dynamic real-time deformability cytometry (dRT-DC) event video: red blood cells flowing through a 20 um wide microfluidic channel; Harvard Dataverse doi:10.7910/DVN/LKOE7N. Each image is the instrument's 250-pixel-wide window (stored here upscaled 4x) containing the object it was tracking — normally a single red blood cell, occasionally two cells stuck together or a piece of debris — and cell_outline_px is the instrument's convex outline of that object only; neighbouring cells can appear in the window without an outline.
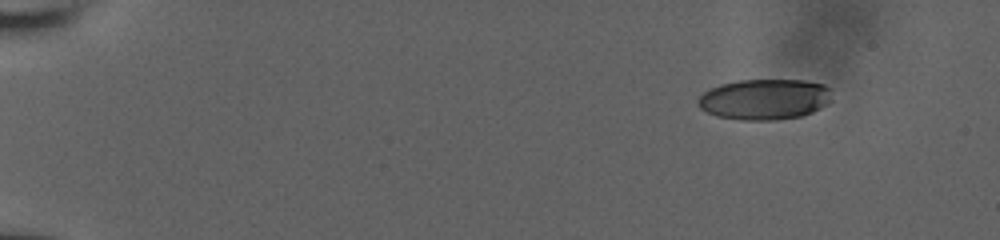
{"species": "human", "species_latin": "Homo sapiens", "temperature_condition": "room temperature", "stored_images_in_passage": 48, "camera_frame_rate_fps": 3000, "um_per_image_px": 0.085, "donor": {"sex": "male"}, "frame": {"image": 1, "passage_image": 1, "time_ms": 0.0, "image_size_px": [1000, 240], "cell_outline_px": [[832, 88], [828, 104], [812, 112], [800, 116], [776, 120], [740, 120], [716, 116], [700, 108], [696, 100], [704, 92], [720, 84], [740, 80], [804, 80], [824, 84]], "centroid_in_image_um": [65.0, 8.44], "position_along_channel_um": 20.0, "area_um2": 31.85}}
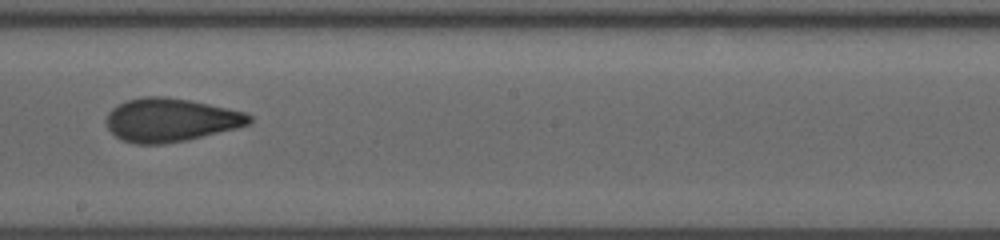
{"frame": {"image": 2, "passage_image": 27, "time_ms": 9.333, "image_size_px": [1000, 240], "cell_outline_px": [[252, 120], [248, 124], [236, 128], [184, 140], [164, 144], [136, 144], [124, 140], [116, 136], [108, 128], [108, 112], [112, 108], [128, 100], [144, 96], [168, 96], [208, 104], [244, 112], [252, 116]], "centroid_in_image_um": [14.49, 10.19], "position_along_channel_um": 233.7, "area_um2": 35.6}}
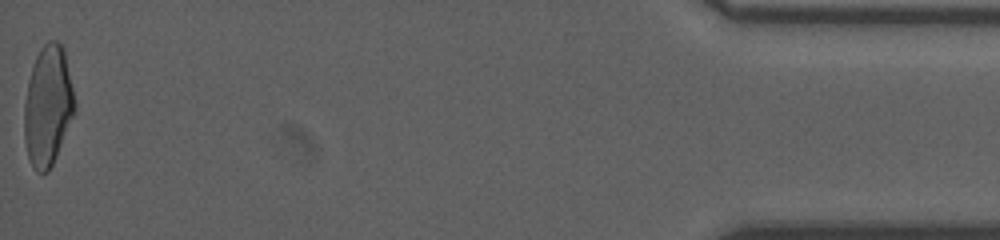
{"frame": {"image": 3, "passage_image": 48, "time_ms": 16.667, "image_size_px": [1000, 240], "cell_outline_px": [[76, 108], [52, 164], [48, 172], [36, 172], [28, 156], [24, 140], [24, 104], [28, 80], [36, 56], [40, 48], [48, 40], [56, 40], [64, 48], [76, 104]], "centroid_in_image_um": [4.06, 8.96], "position_along_channel_um": 431.1, "area_um2": 35.03}, "authors_computed_cell_mechanics": {"area_um2": 35.2002, "velocity_mm_per_s": 3.8617, "shape_relaxation_time_tau1_ms": 9.1092, "shape_relaxation_time_tau2_ms": 1.4263, "deformation_change_tau1": 0.2029, "deformation_change_tau2": 0.0781}}